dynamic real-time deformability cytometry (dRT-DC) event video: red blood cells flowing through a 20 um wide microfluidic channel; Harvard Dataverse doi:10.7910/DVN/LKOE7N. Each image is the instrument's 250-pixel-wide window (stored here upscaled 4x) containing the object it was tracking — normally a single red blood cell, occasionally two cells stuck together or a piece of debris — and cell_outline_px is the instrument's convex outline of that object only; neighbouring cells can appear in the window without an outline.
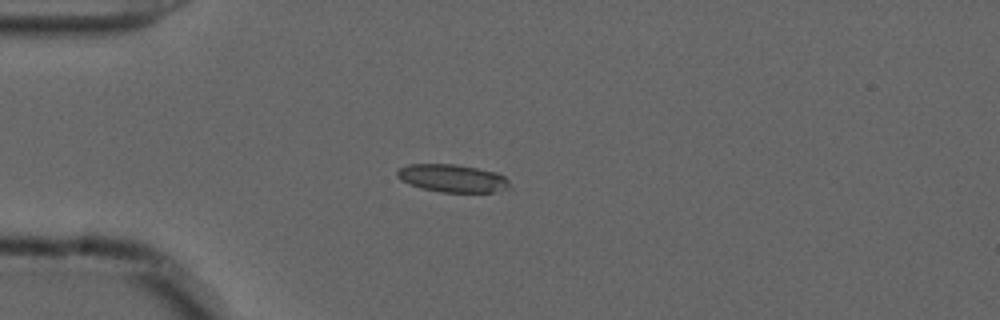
{"species": "common noctule bat (a hibernating species)", "species_latin": "Nyctalus noctula", "temperature_condition": "cold", "stored_images_in_passage": 42, "camera_frame_rate_fps": 3000, "um_per_image_px": 0.085, "animal": {"sex": "male", "forearm_length_mm": 52.5}, "frame": {"image": 1, "passage_image": 1, "time_ms": 0.0, "image_size_px": [1000, 320], "cell_outline_px": [[512, 188], [492, 192], [440, 192], [420, 188], [408, 184], [400, 180], [396, 176], [396, 172], [400, 168], [408, 164], [452, 164], [476, 168], [496, 172], [504, 176], [508, 180]], "centroid_in_image_um": [38.44, 15.16], "position_along_channel_um": 46.6, "area_um2": 18.32}}
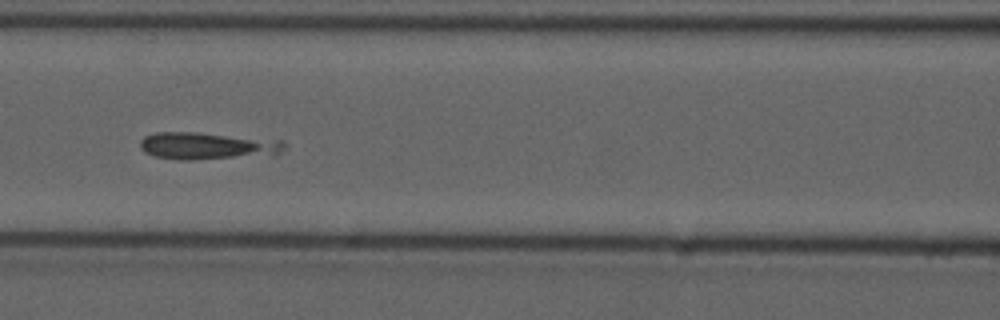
{"frame": {"image": 2, "passage_image": 11, "time_ms": 3.333, "image_size_px": [1000, 320], "cell_outline_px": [[288, 144], [276, 156], [192, 160], [180, 160], [156, 156], [144, 152], [140, 148], [140, 140], [144, 136], [156, 132], [200, 132], [284, 140]], "centroid_in_image_um": [17.73, 12.41], "position_along_channel_um": 148.9, "area_um2": 23.64}}
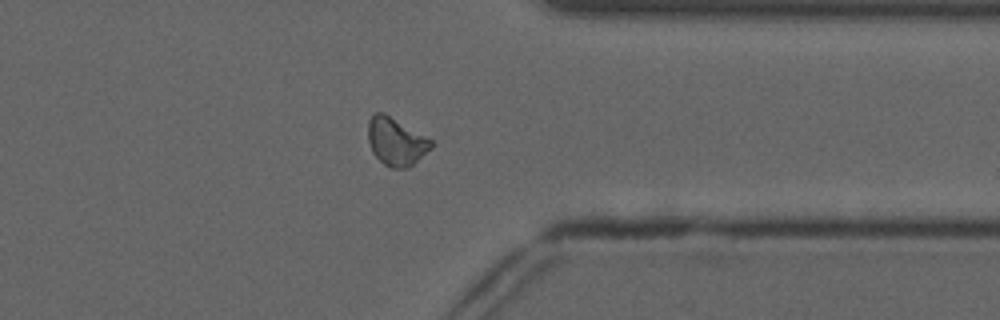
{"frame": {"image": 3, "passage_image": 30, "time_ms": 9.667, "image_size_px": [1000, 320], "cell_outline_px": [[432, 148], [412, 164], [404, 168], [392, 168], [384, 164], [372, 152], [368, 140], [368, 120], [372, 112], [384, 112], [432, 140]], "centroid_in_image_um": [33.63, 12.0], "position_along_channel_um": 377.8, "area_um2": 17.46}}